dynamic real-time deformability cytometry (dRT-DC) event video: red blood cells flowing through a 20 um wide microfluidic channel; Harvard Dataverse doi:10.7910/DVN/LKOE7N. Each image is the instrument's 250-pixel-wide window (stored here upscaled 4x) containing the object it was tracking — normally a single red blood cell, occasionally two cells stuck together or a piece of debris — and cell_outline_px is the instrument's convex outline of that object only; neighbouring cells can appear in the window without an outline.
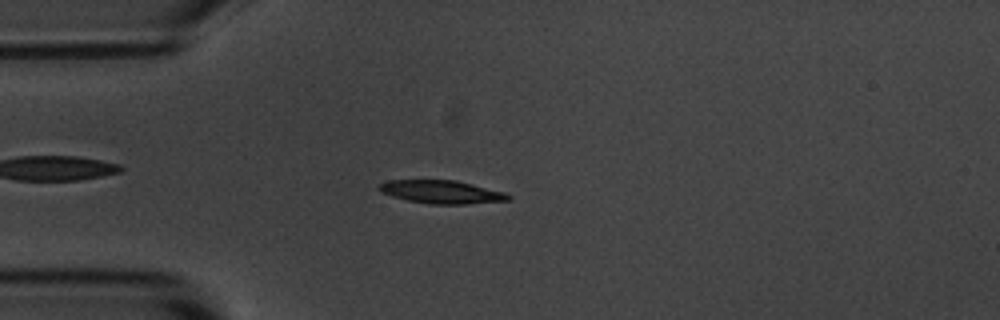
{"species": "common noctule bat (a hibernating species)", "species_latin": "Nyctalus noctula", "temperature_condition": "room temperature", "stored_images_in_passage": 4, "camera_frame_rate_fps": 3000, "um_per_image_px": 0.085, "animal": {"sex": "male", "body_mass_g": 20.1, "forearm_length_mm": 53.5}, "frame": {"image": 1, "passage_image": 4, "time_ms": 3.333, "image_size_px": [1000, 320], "cell_outline_px": [[512, 200], [468, 204], [428, 204], [408, 200], [392, 196], [380, 192], [376, 188], [380, 184], [388, 180], [456, 180], [504, 192], [512, 196]], "centroid_in_image_um": [37.54, 16.32], "position_along_channel_um": 47.5, "area_um2": 17.51}}